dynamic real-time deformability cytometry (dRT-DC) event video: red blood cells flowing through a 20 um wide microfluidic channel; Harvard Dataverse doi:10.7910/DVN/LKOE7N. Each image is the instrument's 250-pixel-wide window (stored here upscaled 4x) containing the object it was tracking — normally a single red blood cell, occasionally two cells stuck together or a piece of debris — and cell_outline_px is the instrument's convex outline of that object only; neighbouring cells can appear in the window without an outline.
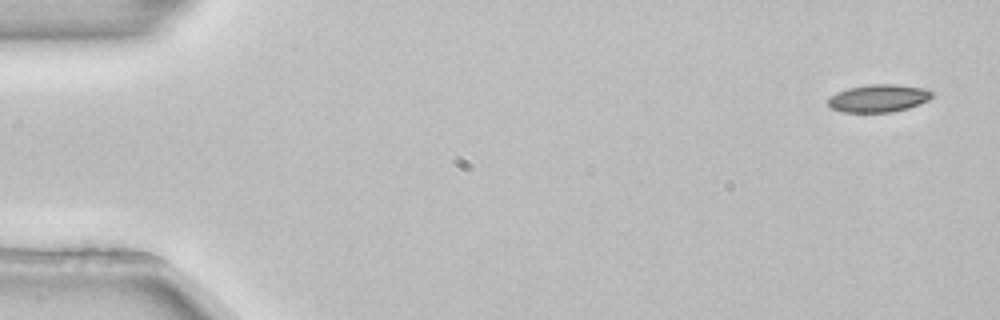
{"species": "common noctule bat (a hibernating species)", "species_latin": "Nyctalus noctula", "temperature_condition": "room temperature", "stored_images_in_passage": 5, "camera_frame_rate_fps": 3000, "um_per_image_px": 0.085, "animal": {"sex": "female", "body_mass_g": 22.7, "forearm_length_mm": 54.2}, "frame": {"image": 1, "passage_image": 1, "time_ms": 0.0, "image_size_px": [1000, 320], "cell_outline_px": [[932, 96], [928, 100], [908, 108], [892, 112], [844, 112], [832, 108], [828, 104], [828, 100], [836, 92], [848, 88], [872, 84], [896, 84], [924, 88], [932, 92]], "centroid_in_image_um": [74.68, 8.35], "position_along_channel_um": 10.3, "area_um2": 16.59}}
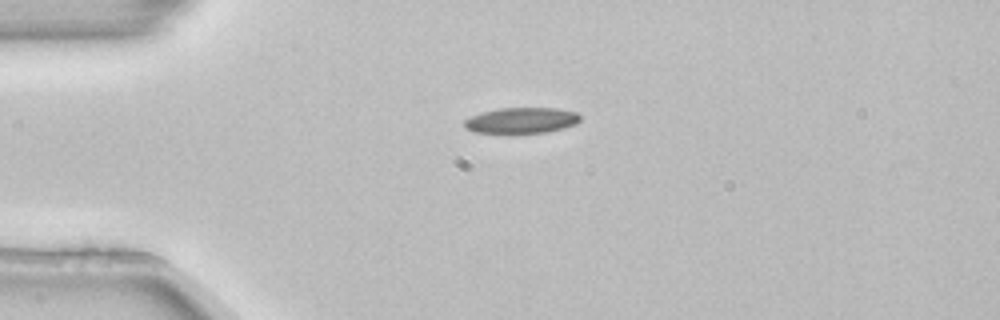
{"frame": {"image": 2, "passage_image": 4, "time_ms": 1.0, "image_size_px": [1000, 320], "cell_outline_px": [[580, 120], [576, 124], [564, 128], [548, 132], [512, 136], [472, 132], [464, 128], [464, 120], [472, 116], [484, 112], [500, 108], [556, 108], [576, 112], [580, 116]], "centroid_in_image_um": [44.29, 10.29], "position_along_channel_um": 40.7, "area_um2": 18.26}}
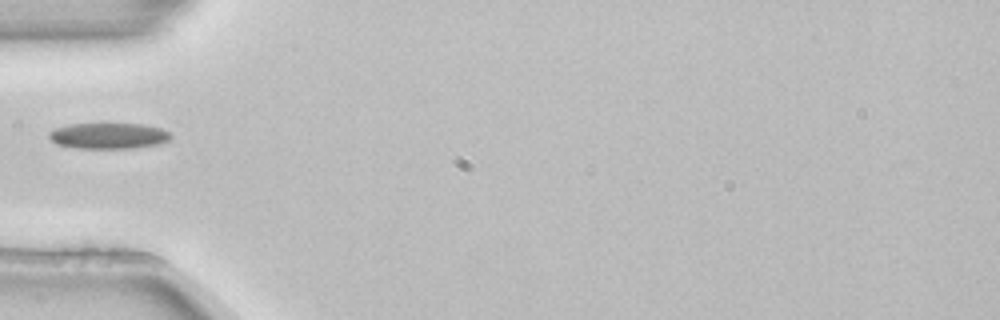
{"frame": {"image": 3, "passage_image": 5, "time_ms": 1.333, "image_size_px": [1000, 320], "cell_outline_px": [[168, 140], [160, 144], [132, 148], [76, 148], [56, 144], [48, 136], [48, 132], [52, 128], [68, 124], [140, 124], [160, 128], [168, 132]], "centroid_in_image_um": [9.14, 11.54], "position_along_channel_um": 75.9, "area_um2": 18.26}}